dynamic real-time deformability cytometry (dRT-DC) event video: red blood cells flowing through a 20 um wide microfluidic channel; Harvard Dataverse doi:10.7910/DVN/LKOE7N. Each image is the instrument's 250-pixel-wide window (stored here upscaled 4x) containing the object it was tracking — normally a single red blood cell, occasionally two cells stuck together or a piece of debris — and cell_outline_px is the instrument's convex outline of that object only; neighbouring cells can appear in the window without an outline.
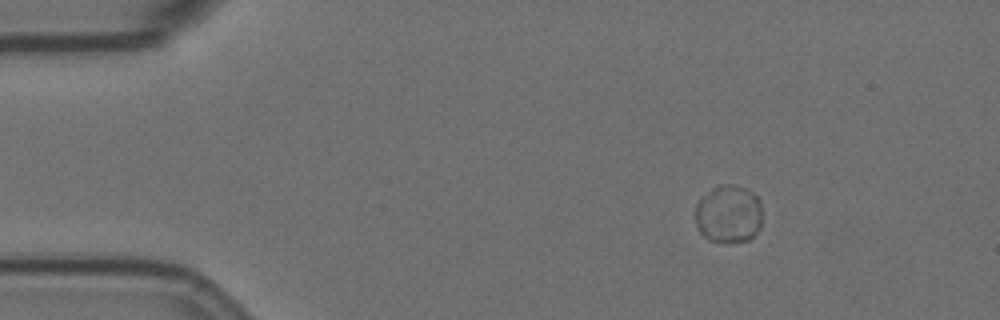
{"species": "Egyptian fruit bat (a non-hibernating species)", "species_latin": "Rousettus aegyptiacus", "temperature_condition": "room temperature", "stored_images_in_passage": 36, "camera_frame_rate_fps": 3000, "um_per_image_px": 0.085, "animal": {"sex": "female"}, "frame": {"image": 1, "passage_image": 1, "time_ms": 0.0, "image_size_px": [1000, 320], "cell_outline_px": [[760, 228], [748, 240], [708, 240], [696, 228], [696, 204], [716, 184], [732, 184], [744, 188], [752, 192], [760, 200]], "centroid_in_image_um": [61.91, 18.15], "position_along_channel_um": 23.1, "area_um2": 22.2}}
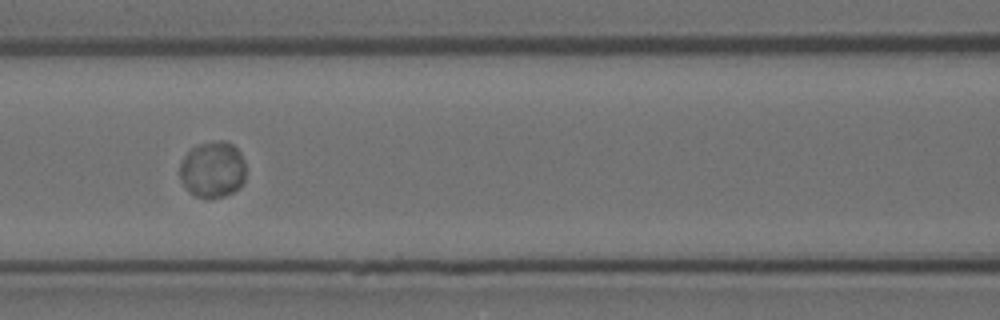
{"frame": {"image": 2, "passage_image": 18, "time_ms": 5.667, "image_size_px": [1000, 320], "cell_outline_px": [[244, 184], [240, 188], [224, 196], [196, 196], [180, 180], [180, 164], [184, 156], [192, 148], [200, 144], [220, 140], [224, 140], [232, 144], [240, 152], [244, 160]], "centroid_in_image_um": [18.1, 14.38], "position_along_channel_um": 148.5, "area_um2": 21.27}}
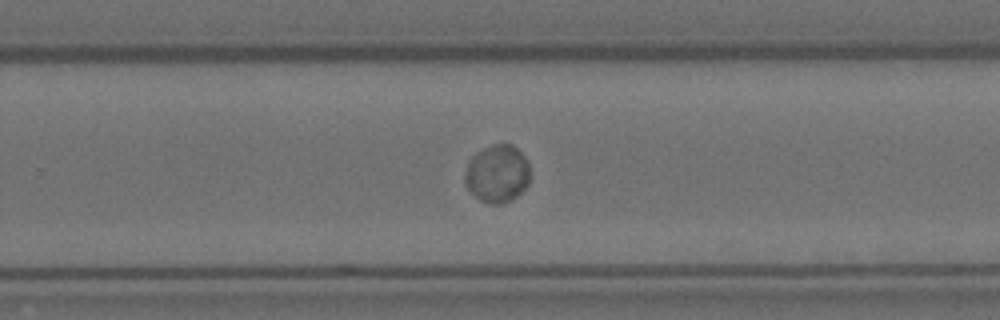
{"frame": {"image": 3, "passage_image": 30, "time_ms": 9.667, "image_size_px": [1000, 320], "cell_outline_px": [[528, 184], [516, 196], [500, 204], [488, 204], [480, 200], [468, 188], [464, 180], [464, 176], [468, 164], [472, 156], [484, 148], [496, 144], [512, 144], [524, 156], [528, 164]], "centroid_in_image_um": [42.25, 14.76], "position_along_channel_um": 287.6, "area_um2": 21.44}}